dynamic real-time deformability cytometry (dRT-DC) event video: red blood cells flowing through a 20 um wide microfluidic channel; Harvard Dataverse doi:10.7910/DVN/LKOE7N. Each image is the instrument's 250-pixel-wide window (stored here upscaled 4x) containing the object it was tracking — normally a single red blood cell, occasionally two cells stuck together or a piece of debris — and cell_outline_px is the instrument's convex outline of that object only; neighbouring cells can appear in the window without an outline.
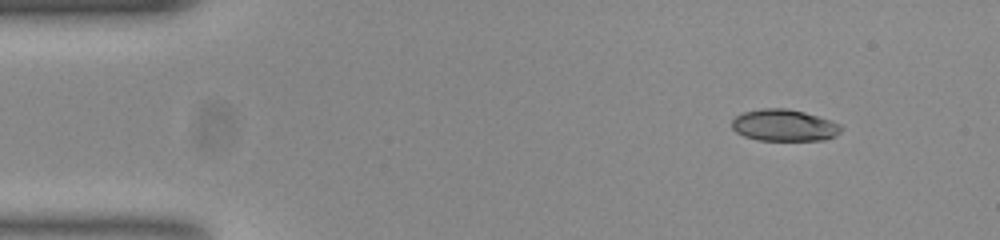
{"species": "common noctule bat (a hibernating species)", "species_latin": "Nyctalus noctula", "temperature_condition": "room temperature", "stored_images_in_passage": 48, "camera_frame_rate_fps": 3000, "um_per_image_px": 0.085, "animal": {"sex": "female", "body_mass_g": 23.0, "forearm_length_mm": 53.4}, "frame": {"image": 1, "passage_image": 1, "time_ms": 0.0, "image_size_px": [1000, 240], "cell_outline_px": [[840, 132], [836, 136], [824, 140], [756, 140], [744, 136], [736, 132], [732, 128], [732, 120], [736, 116], [744, 112], [764, 108], [788, 108], [804, 112], [832, 120], [840, 124]], "centroid_in_image_um": [66.65, 10.65], "position_along_channel_um": 18.3, "area_um2": 20.23}}
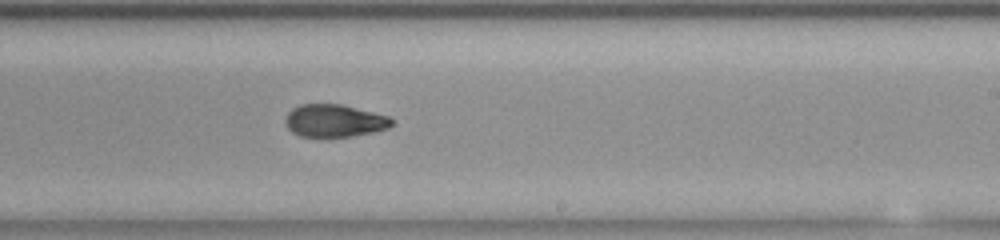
{"frame": {"image": 2, "passage_image": 27, "time_ms": 8.667, "image_size_px": [1000, 240], "cell_outline_px": [[392, 124], [388, 128], [376, 132], [352, 136], [300, 136], [292, 132], [288, 128], [284, 120], [288, 112], [292, 108], [300, 104], [340, 104], [388, 116], [392, 120]], "centroid_in_image_um": [28.4, 10.26], "position_along_channel_um": 260.6, "area_um2": 20.06}}
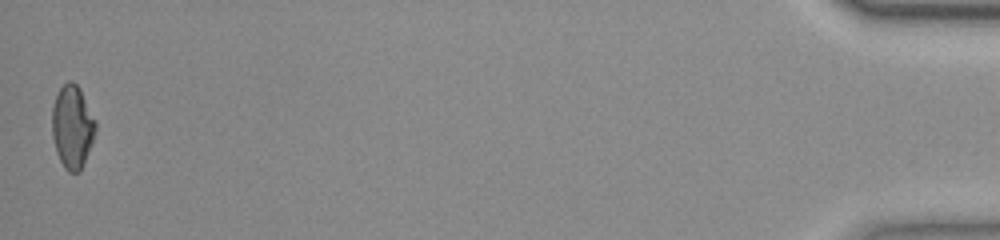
{"frame": {"image": 3, "passage_image": 48, "time_ms": 15.667, "image_size_px": [1000, 240], "cell_outline_px": [[96, 128], [92, 144], [84, 164], [80, 172], [68, 172], [64, 168], [56, 152], [52, 136], [52, 108], [56, 96], [60, 88], [68, 80], [72, 80], [80, 88], [96, 120]], "centroid_in_image_um": [6.16, 10.78], "position_along_channel_um": 429.0, "area_um2": 21.27}, "authors_computed_cell_mechanics": {"area_um2": 21.0681, "velocity_mm_per_s": 3.8258, "shape_relaxation_time_tau1_ms": 8.8727, "shape_relaxation_time_tau2_ms": 2.6672, "deformation_change_tau1": 0.2201, "deformation_change_tau2": 0.0735}}